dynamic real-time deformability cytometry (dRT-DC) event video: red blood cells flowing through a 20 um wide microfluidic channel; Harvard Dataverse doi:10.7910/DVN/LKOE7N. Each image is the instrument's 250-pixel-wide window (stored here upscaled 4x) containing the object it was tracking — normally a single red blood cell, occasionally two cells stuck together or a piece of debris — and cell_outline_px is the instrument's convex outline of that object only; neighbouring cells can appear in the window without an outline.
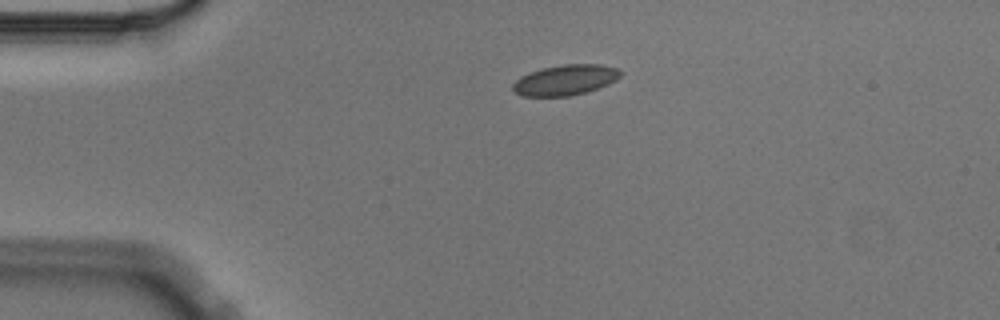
{"species": "Egyptian fruit bat (a non-hibernating species)", "species_latin": "Rousettus aegyptiacus", "temperature_condition": "cold", "stored_images_in_passage": 2, "camera_frame_rate_fps": 3000, "um_per_image_px": 0.085, "animal": {"sex": "male"}, "frame": {"image": 1, "passage_image": 1, "time_ms": 0.0, "image_size_px": [1000, 320], "cell_outline_px": [[624, 72], [616, 80], [608, 84], [584, 92], [568, 96], [524, 96], [516, 92], [512, 88], [512, 84], [520, 76], [528, 72], [544, 68], [564, 64], [600, 64], [616, 68]], "centroid_in_image_um": [48.05, 6.79], "position_along_channel_um": 37.0, "area_um2": 18.96}}